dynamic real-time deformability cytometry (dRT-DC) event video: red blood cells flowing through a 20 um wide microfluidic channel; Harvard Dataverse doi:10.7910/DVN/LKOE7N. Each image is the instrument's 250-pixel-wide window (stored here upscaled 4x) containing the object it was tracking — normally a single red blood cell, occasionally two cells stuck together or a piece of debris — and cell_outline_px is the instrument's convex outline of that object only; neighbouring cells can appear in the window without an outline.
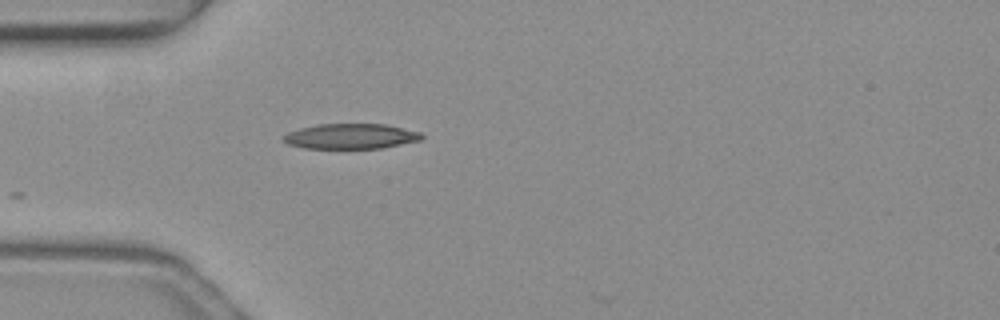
{"species": "common noctule bat (a hibernating species)", "species_latin": "Nyctalus noctula", "temperature_condition": "warm", "stored_images_in_passage": 33, "camera_frame_rate_fps": 3000, "um_per_image_px": 0.085, "animal": {"sex": "female", "body_mass_g": 19.3, "forearm_length_mm": 54.1}, "frame": {"image": 1, "passage_image": 1, "time_ms": 0.0, "image_size_px": [1000, 320], "cell_outline_px": [[424, 136], [420, 140], [380, 148], [304, 148], [288, 144], [284, 140], [284, 136], [288, 132], [300, 128], [316, 124], [384, 124], [420, 132]], "centroid_in_image_um": [29.8, 11.58], "position_along_channel_um": 55.2, "area_um2": 20.06}}
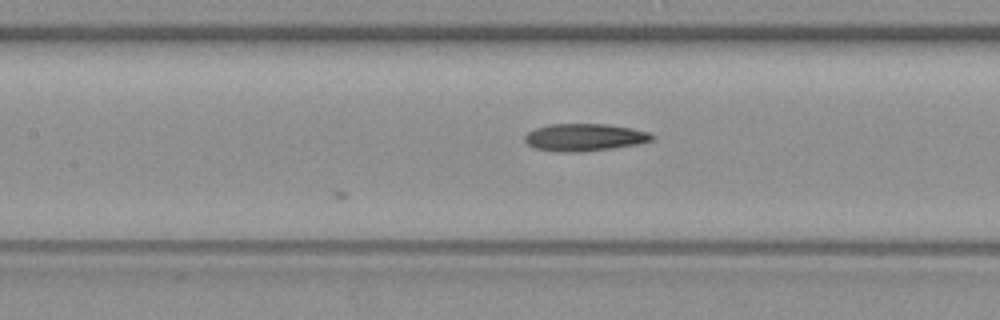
{"frame": {"image": 2, "passage_image": 9, "time_ms": 2.667, "image_size_px": [1000, 320], "cell_outline_px": [[656, 136], [652, 140], [640, 144], [612, 148], [580, 152], [556, 152], [536, 148], [528, 144], [524, 140], [524, 136], [528, 132], [536, 128], [548, 124], [608, 124], [632, 128], [648, 132]], "centroid_in_image_um": [49.7, 11.67], "position_along_channel_um": 157.7, "area_um2": 20.4}}
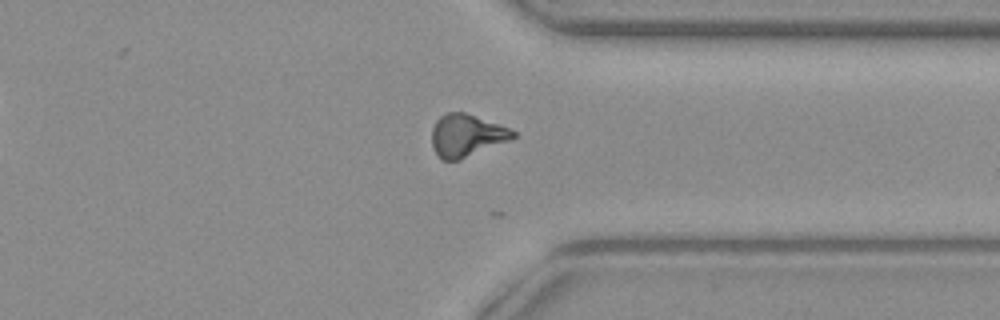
{"frame": {"image": 3, "passage_image": 25, "time_ms": 8.0, "image_size_px": [1000, 320], "cell_outline_px": [[516, 136], [512, 140], [460, 160], [440, 160], [432, 144], [432, 128], [436, 120], [440, 116], [448, 112], [464, 112], [508, 128], [516, 132]], "centroid_in_image_um": [39.65, 11.53], "position_along_channel_um": 371.7, "area_um2": 20.06}}